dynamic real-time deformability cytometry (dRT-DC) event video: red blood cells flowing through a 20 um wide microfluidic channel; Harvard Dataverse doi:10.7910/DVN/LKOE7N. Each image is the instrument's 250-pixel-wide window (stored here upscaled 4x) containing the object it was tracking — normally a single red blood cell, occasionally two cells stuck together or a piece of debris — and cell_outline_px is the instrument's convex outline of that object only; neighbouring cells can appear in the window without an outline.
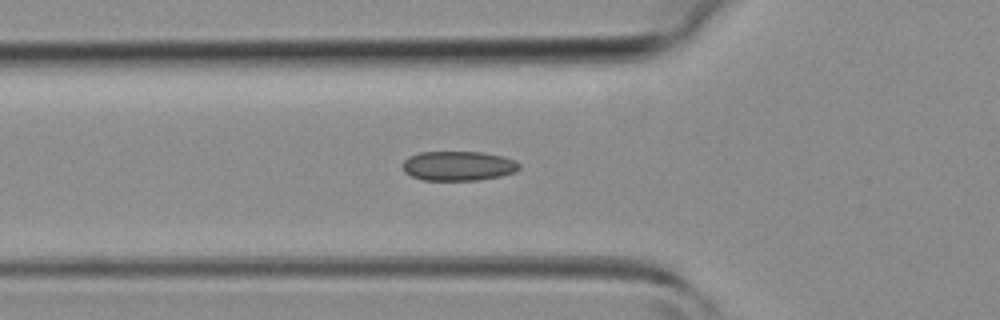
{"species": "common noctule bat (a hibernating species)", "species_latin": "Nyctalus noctula", "temperature_condition": "room temperature", "stored_images_in_passage": 37, "camera_frame_rate_fps": 3000, "um_per_image_px": 0.085, "animal": {"sex": "female", "body_mass_g": 19.3, "forearm_length_mm": 54.1}, "frame": {"image": 1, "passage_image": 8, "time_ms": 2.333, "image_size_px": [1000, 320], "cell_outline_px": [[520, 168], [516, 172], [500, 176], [480, 180], [420, 180], [404, 172], [404, 160], [408, 156], [420, 152], [480, 152], [500, 156], [516, 160], [520, 164]], "centroid_in_image_um": [38.96, 14.11], "position_along_channel_um": 86.8, "area_um2": 20.11}}
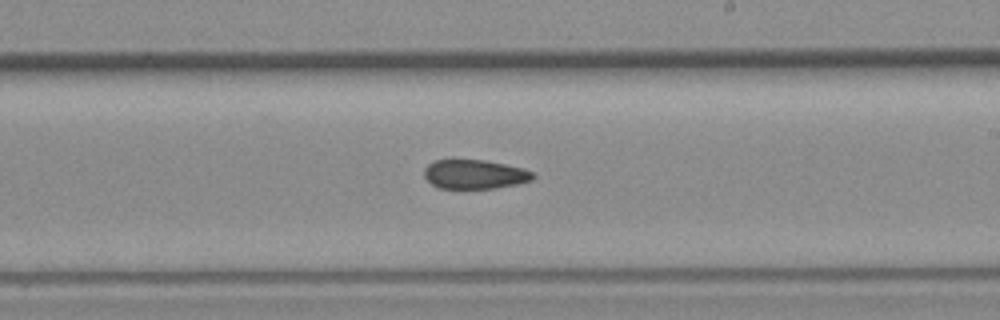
{"frame": {"image": 2, "passage_image": 18, "time_ms": 5.667, "image_size_px": [1000, 320], "cell_outline_px": [[536, 176], [532, 180], [520, 184], [496, 188], [440, 188], [432, 184], [424, 176], [424, 168], [428, 164], [436, 160], [484, 160], [524, 168], [532, 172]], "centroid_in_image_um": [40.38, 14.82], "position_along_channel_um": 248.6, "area_um2": 18.5}}
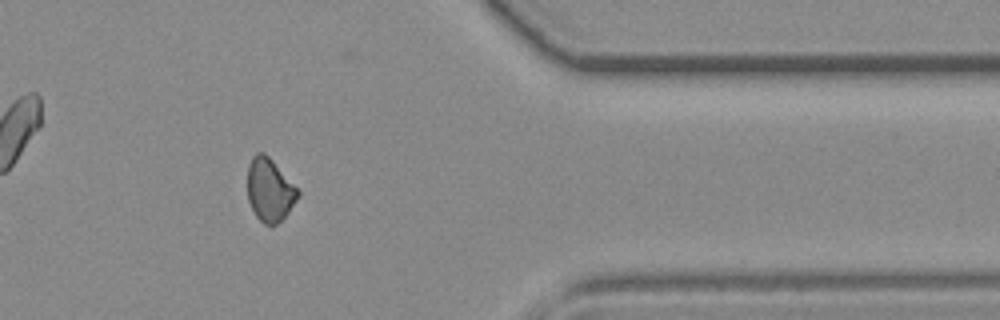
{"frame": {"image": 3, "passage_image": 28, "time_ms": 9.0, "image_size_px": [1000, 320], "cell_outline_px": [[300, 196], [288, 212], [276, 224], [264, 224], [256, 216], [248, 200], [248, 164], [252, 156], [256, 152], [264, 152], [272, 160], [300, 192]], "centroid_in_image_um": [22.91, 16.12], "position_along_channel_um": 388.5, "area_um2": 18.26}}